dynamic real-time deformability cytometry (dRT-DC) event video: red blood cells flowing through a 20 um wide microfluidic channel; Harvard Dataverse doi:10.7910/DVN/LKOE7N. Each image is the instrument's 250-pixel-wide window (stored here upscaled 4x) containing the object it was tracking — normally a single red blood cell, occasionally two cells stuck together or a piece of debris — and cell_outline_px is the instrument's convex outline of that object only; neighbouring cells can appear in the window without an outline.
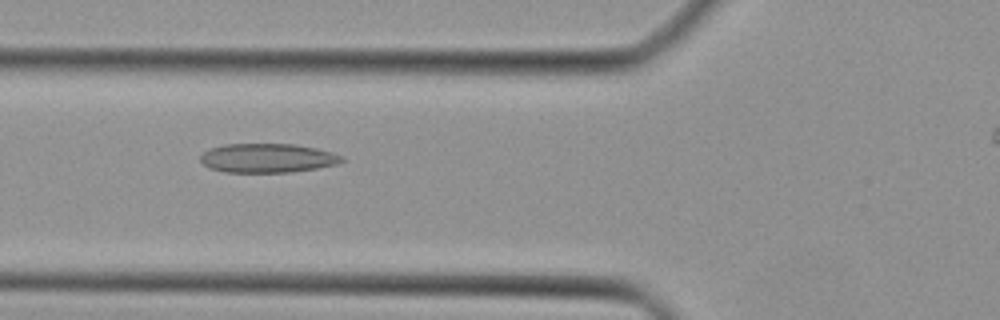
{"species": "Egyptian fruit bat (a non-hibernating species)", "species_latin": "Rousettus aegyptiacus", "temperature_condition": "cold", "stored_images_in_passage": 30, "camera_frame_rate_fps": 3000, "um_per_image_px": 0.085, "animal": {"sex": "female"}, "frame": {"image": 1, "passage_image": 6, "time_ms": 1.667, "image_size_px": [1000, 320], "cell_outline_px": [[344, 160], [340, 164], [292, 172], [224, 172], [208, 168], [200, 160], [200, 156], [208, 148], [224, 144], [296, 144], [316, 148], [332, 152], [344, 156]], "centroid_in_image_um": [22.75, 13.43], "position_along_channel_um": 103.1, "area_um2": 24.22}}
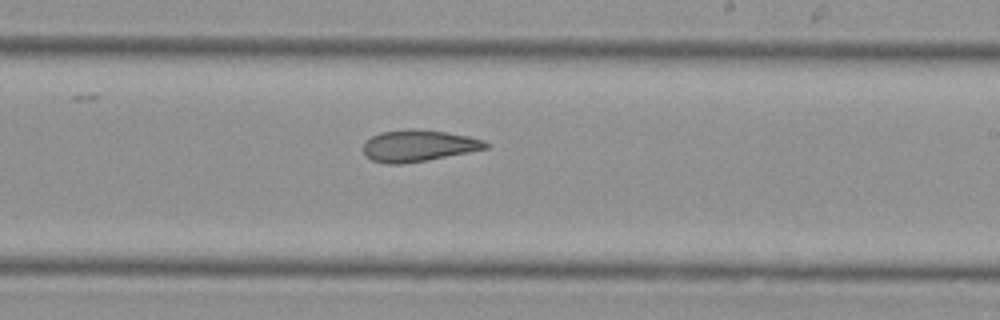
{"frame": {"image": 2, "passage_image": 16, "time_ms": 5.0, "image_size_px": [1000, 320], "cell_outline_px": [[492, 144], [488, 148], [428, 160], [400, 164], [388, 164], [372, 160], [364, 152], [364, 140], [380, 132], [408, 128], [412, 128], [444, 132], [468, 136], [484, 140]], "centroid_in_image_um": [35.57, 12.38], "position_along_channel_um": 253.4, "area_um2": 22.54}}
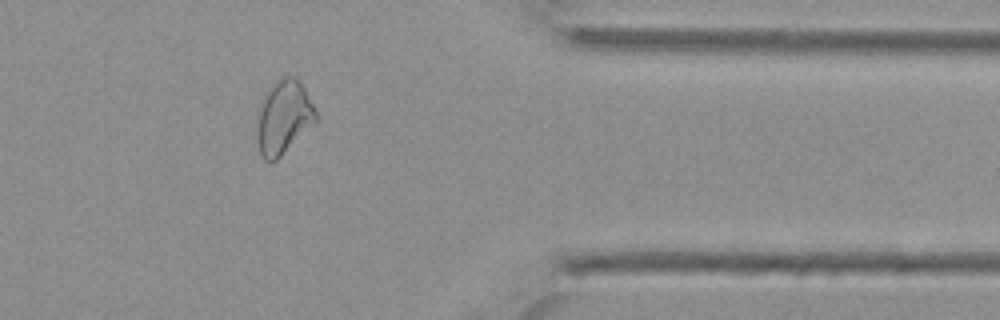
{"frame": {"image": 3, "passage_image": 26, "time_ms": 8.333, "image_size_px": [1000, 320], "cell_outline_px": [[316, 120], [276, 160], [264, 160], [260, 152], [256, 112], [264, 96], [272, 84], [276, 80], [284, 76], [296, 76], [304, 88], [316, 108]], "centroid_in_image_um": [24.09, 9.91], "position_along_channel_um": 387.3, "area_um2": 24.74}}